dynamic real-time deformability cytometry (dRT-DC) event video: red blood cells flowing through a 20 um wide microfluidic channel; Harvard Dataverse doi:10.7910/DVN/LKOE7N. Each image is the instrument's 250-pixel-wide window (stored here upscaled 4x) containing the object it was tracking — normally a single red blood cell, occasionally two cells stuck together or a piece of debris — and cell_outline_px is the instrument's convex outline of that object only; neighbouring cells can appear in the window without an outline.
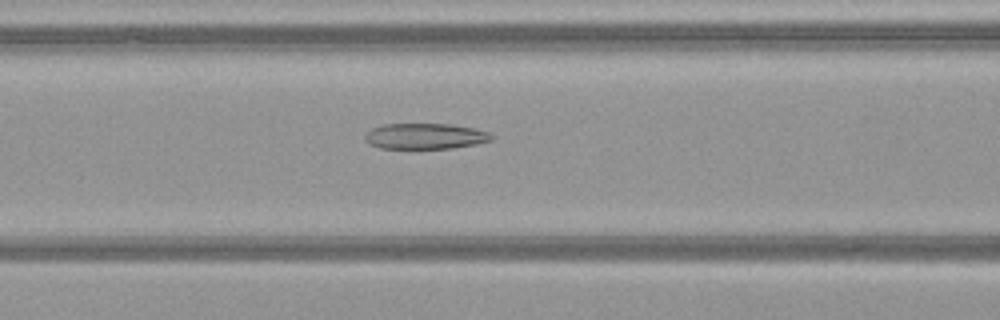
{"species": "common noctule bat (a hibernating species)", "species_latin": "Nyctalus noctula", "temperature_condition": "warm", "stored_images_in_passage": 45, "camera_frame_rate_fps": 3000, "um_per_image_px": 0.085, "animal": {"sex": "female", "body_mass_g": 21.9}, "frame": {"image": 1, "passage_image": 22, "time_ms": 7.0, "image_size_px": [1000, 320], "cell_outline_px": [[492, 140], [476, 144], [452, 148], [380, 148], [368, 144], [364, 136], [372, 128], [384, 124], [448, 124], [476, 128], [488, 132], [492, 136]], "centroid_in_image_um": [36.14, 11.57], "position_along_channel_um": 130.5, "area_um2": 18.9}}
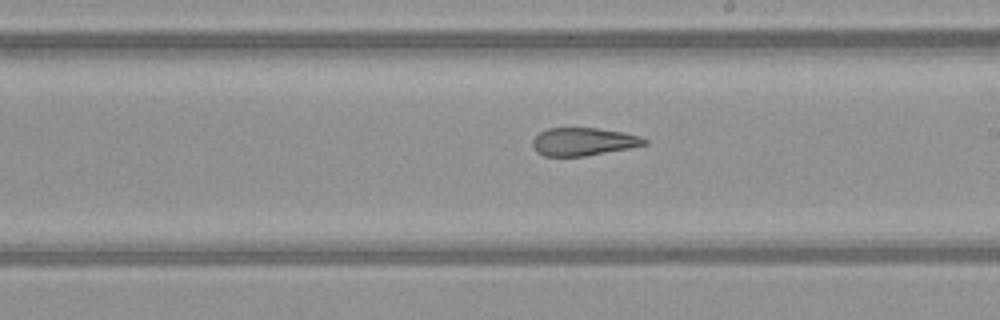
{"frame": {"image": 2, "passage_image": 30, "time_ms": 9.667, "image_size_px": [1000, 320], "cell_outline_px": [[648, 144], [632, 148], [584, 156], [544, 156], [536, 152], [532, 148], [532, 140], [540, 132], [548, 128], [596, 128], [624, 132], [640, 136], [648, 140]], "centroid_in_image_um": [49.6, 12.04], "position_along_channel_um": 239.4, "area_um2": 18.38}}
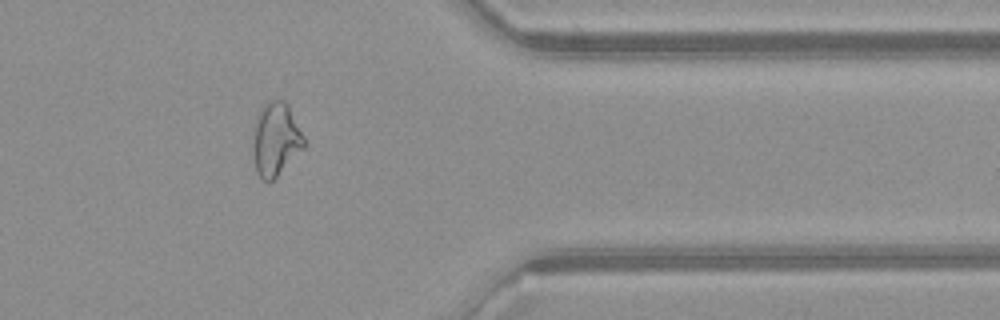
{"frame": {"image": 3, "passage_image": 42, "time_ms": 13.667, "image_size_px": [1000, 320], "cell_outline_px": [[304, 148], [268, 184], [260, 180], [256, 172], [252, 148], [252, 128], [256, 116], [260, 108], [264, 104], [272, 100], [284, 100], [288, 104], [304, 136]], "centroid_in_image_um": [23.39, 11.84], "position_along_channel_um": 388.0, "area_um2": 22.2}}